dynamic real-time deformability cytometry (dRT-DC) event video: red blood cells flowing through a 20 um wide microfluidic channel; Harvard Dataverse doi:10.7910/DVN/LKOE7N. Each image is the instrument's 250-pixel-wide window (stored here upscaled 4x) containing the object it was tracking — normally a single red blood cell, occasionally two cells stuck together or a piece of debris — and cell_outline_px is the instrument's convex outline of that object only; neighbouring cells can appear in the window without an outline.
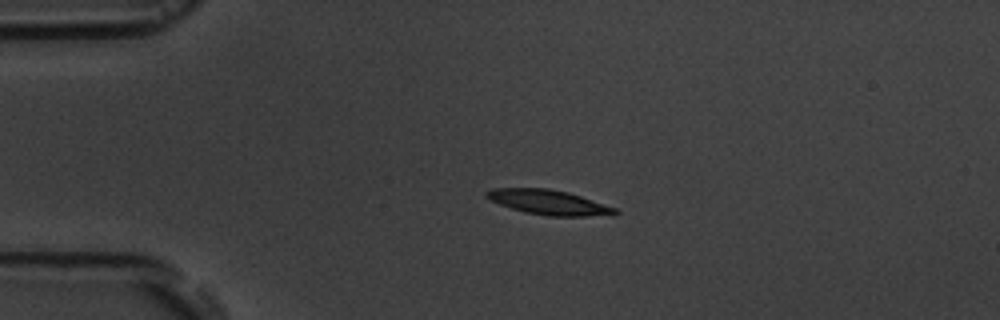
{"species": "common noctule bat (a hibernating species)", "species_latin": "Nyctalus noctula", "temperature_condition": "room temperature", "stored_images_in_passage": 3, "camera_frame_rate_fps": 3000, "um_per_image_px": 0.085, "animal": {"sex": "male", "body_mass_g": 19.5, "forearm_length_mm": 54.6}, "frame": {"image": 1, "passage_image": 2, "time_ms": 1.0, "image_size_px": [1000, 320], "cell_outline_px": [[620, 212], [616, 216], [548, 216], [524, 212], [500, 204], [484, 196], [484, 192], [492, 188], [548, 188], [568, 192], [616, 208]], "centroid_in_image_um": [46.68, 17.2], "position_along_channel_um": 38.3, "area_um2": 18.67}}